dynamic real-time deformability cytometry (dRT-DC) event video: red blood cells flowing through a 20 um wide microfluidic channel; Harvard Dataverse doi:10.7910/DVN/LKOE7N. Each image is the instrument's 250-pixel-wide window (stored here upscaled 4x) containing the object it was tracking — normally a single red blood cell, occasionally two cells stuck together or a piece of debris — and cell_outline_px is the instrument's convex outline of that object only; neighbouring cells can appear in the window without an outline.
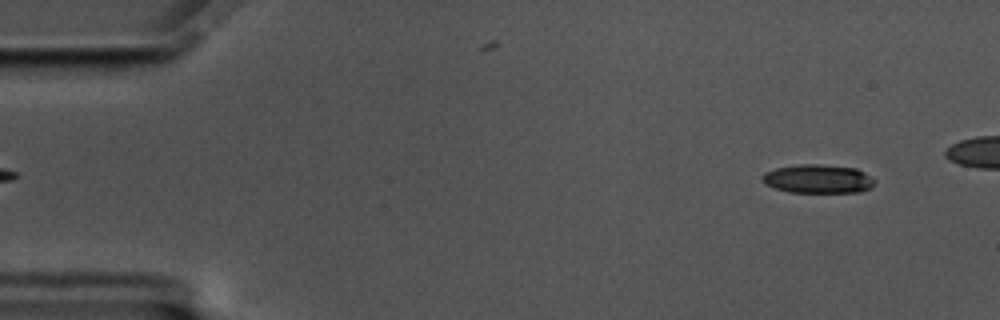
{"species": "common noctule bat (a hibernating species)", "species_latin": "Nyctalus noctula", "temperature_condition": "cold", "stored_images_in_passage": 54, "camera_frame_rate_fps": 3000, "um_per_image_px": 0.085, "animal": {"sex": "male", "body_mass_g": 17.5, "forearm_length_mm": 52.3}, "frame": {"image": 1, "passage_image": 5, "time_ms": 1.333, "image_size_px": [1000, 320], "cell_outline_px": [[876, 180], [868, 188], [860, 192], [788, 192], [764, 184], [760, 180], [760, 176], [764, 172], [776, 168], [800, 164], [820, 164], [856, 168], [864, 172]], "centroid_in_image_um": [69.47, 15.2], "position_along_channel_um": 15.5, "area_um2": 18.84}}
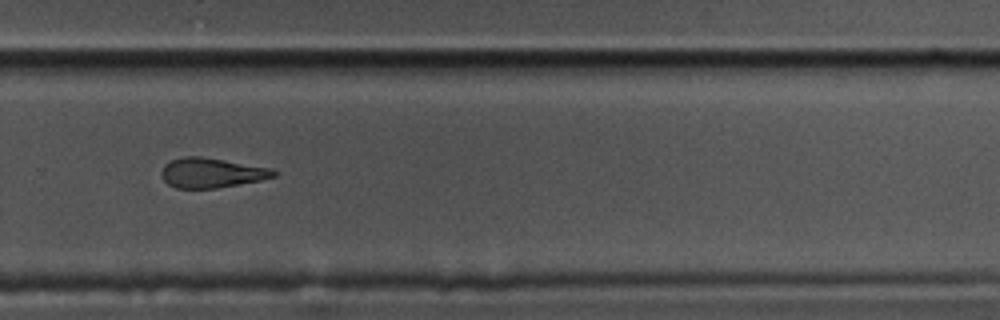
{"frame": {"image": 2, "passage_image": 41, "time_ms": 13.333, "image_size_px": [1000, 320], "cell_outline_px": [[280, 172], [276, 176], [260, 180], [216, 188], [176, 188], [168, 184], [164, 180], [160, 172], [164, 164], [172, 160], [184, 156], [200, 156], [272, 168]], "centroid_in_image_um": [17.99, 14.68], "position_along_channel_um": 311.8, "area_um2": 19.48}}
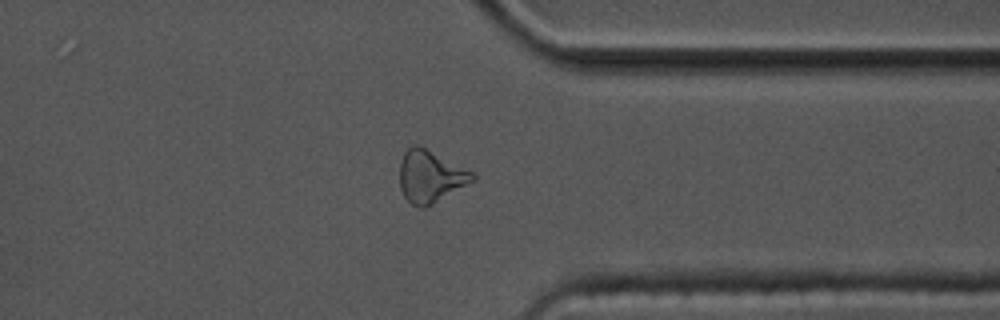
{"frame": {"image": 3, "passage_image": 47, "time_ms": 15.333, "image_size_px": [1000, 320], "cell_outline_px": [[476, 176], [472, 180], [432, 204], [424, 208], [420, 208], [412, 204], [404, 196], [400, 188], [400, 164], [404, 152], [412, 144], [416, 144], [472, 172]], "centroid_in_image_um": [36.51, 15.0], "position_along_channel_um": 374.9, "area_um2": 21.33}}